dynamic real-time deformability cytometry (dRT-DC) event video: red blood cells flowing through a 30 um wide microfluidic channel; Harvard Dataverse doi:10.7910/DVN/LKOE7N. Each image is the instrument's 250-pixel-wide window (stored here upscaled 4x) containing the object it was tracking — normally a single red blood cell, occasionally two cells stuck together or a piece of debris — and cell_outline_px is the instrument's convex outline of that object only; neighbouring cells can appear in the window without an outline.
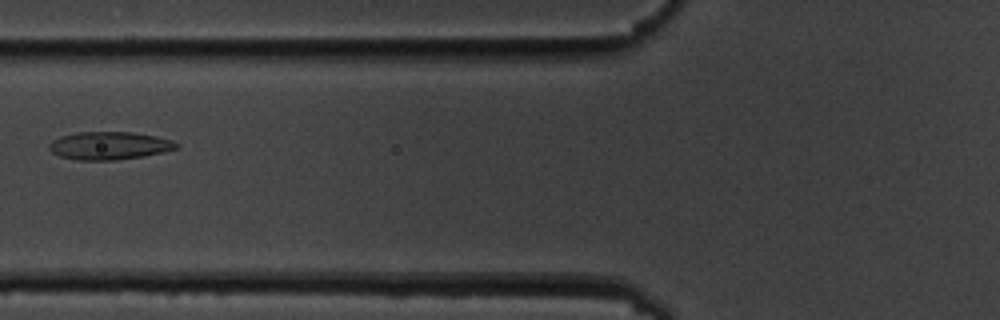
{"species": "common noctule bat (a hibernating species)", "species_latin": "Nyctalus noctula", "temperature_condition": "cold", "stored_images_in_passage": 8, "camera_frame_rate_fps": 3000, "um_per_image_px": 0.085, "animal": {"sex": "male", "body_mass_g": 19.5, "forearm_length_mm": 54.6}, "frame": {"image": 1, "passage_image": 8, "time_ms": 8.0, "image_size_px": [1000, 320], "cell_outline_px": [[180, 148], [164, 152], [116, 160], [80, 160], [60, 156], [52, 152], [48, 148], [48, 144], [52, 140], [60, 136], [76, 132], [132, 132], [156, 136], [172, 140], [180, 144]], "centroid_in_image_um": [9.3, 12.37], "position_along_channel_um": 116.5, "area_um2": 20.75}}